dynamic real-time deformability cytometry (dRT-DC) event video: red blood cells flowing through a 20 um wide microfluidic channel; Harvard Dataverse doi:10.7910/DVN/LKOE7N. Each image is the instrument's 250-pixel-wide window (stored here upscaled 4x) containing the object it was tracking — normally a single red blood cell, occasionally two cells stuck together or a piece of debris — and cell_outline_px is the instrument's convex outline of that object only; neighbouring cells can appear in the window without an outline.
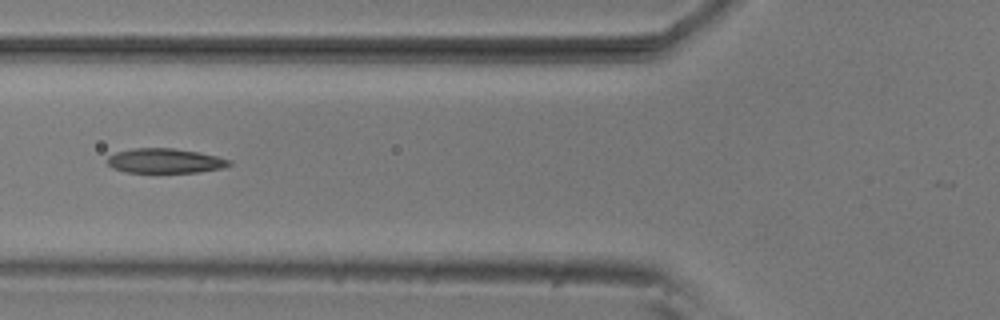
{"species": "common noctule bat (a hibernating species)", "species_latin": "Nyctalus noctula", "temperature_condition": "room temperature", "stored_images_in_passage": 2, "camera_frame_rate_fps": 3000, "um_per_image_px": 0.085, "animal": {"sex": "male", "body_mass_g": 20.5, "forearm_length_mm": 52.5}, "frame": {"image": 1, "passage_image": 2, "time_ms": 0.333, "image_size_px": [1000, 320], "cell_outline_px": [[232, 164], [220, 168], [196, 172], [124, 172], [112, 168], [108, 164], [108, 156], [116, 152], [132, 148], [172, 148], [196, 152], [216, 156], [232, 160]], "centroid_in_image_um": [13.99, 13.66], "position_along_channel_um": 111.8, "area_um2": 17.34}}